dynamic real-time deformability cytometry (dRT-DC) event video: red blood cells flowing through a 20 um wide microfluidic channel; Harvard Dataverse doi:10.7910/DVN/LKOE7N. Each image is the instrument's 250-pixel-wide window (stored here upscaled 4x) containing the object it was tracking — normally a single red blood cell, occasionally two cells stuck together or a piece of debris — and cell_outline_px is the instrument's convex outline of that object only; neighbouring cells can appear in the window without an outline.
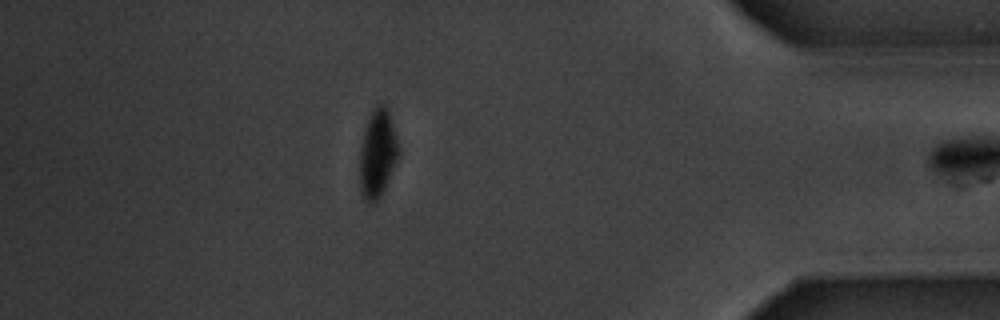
{"species": "common noctule bat (a hibernating species)", "species_latin": "Nyctalus noctula", "temperature_condition": "warm", "stored_images_in_passage": 11, "camera_frame_rate_fps": 3000, "um_per_image_px": 0.085, "animal": {"sex": "male", "body_mass_g": 20.1, "forearm_length_mm": 53.5}, "frame": {"image": 1, "passage_image": 10, "time_ms": 10.333, "image_size_px": [1000, 320], "cell_outline_px": [[400, 156], [380, 196], [372, 204], [368, 204], [364, 200], [360, 192], [360, 148], [364, 132], [372, 108], [376, 104], [384, 104], [388, 108], [400, 148]], "centroid_in_image_um": [32.11, 13.04], "position_along_channel_um": 403.1, "area_um2": 20.17}}